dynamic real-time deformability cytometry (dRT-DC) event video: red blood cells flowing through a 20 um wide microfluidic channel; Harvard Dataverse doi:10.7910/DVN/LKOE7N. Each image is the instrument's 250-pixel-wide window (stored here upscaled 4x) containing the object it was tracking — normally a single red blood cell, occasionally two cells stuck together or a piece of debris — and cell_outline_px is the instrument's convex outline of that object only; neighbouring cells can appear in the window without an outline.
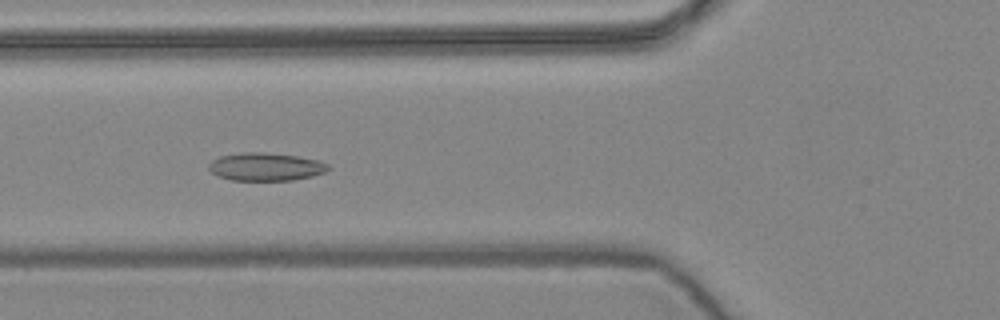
{"species": "common noctule bat (a hibernating species)", "species_latin": "Nyctalus noctula", "temperature_condition": "warm", "stored_images_in_passage": 56, "camera_frame_rate_fps": 3000, "um_per_image_px": 0.085, "animal": {"sex": "female", "body_mass_g": 24.6, "forearm_length_mm": 56.2}, "frame": {"image": 1, "passage_image": 20, "time_ms": 6.333, "image_size_px": [1000, 320], "cell_outline_px": [[328, 168], [324, 172], [312, 176], [292, 180], [232, 180], [220, 176], [212, 172], [208, 168], [208, 164], [212, 160], [220, 156], [240, 152], [264, 152], [296, 156], [320, 160], [328, 164]], "centroid_in_image_um": [22.57, 14.16], "position_along_channel_um": 103.2, "area_um2": 19.36}}
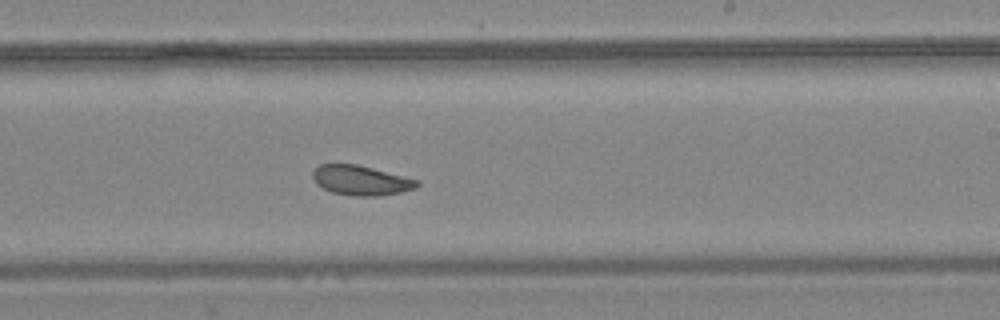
{"frame": {"image": 2, "passage_image": 33, "time_ms": 10.667, "image_size_px": [1000, 320], "cell_outline_px": [[420, 184], [416, 188], [400, 192], [380, 196], [356, 196], [332, 192], [316, 184], [312, 176], [312, 172], [320, 164], [356, 164], [420, 180]], "centroid_in_image_um": [30.69, 15.33], "position_along_channel_um": 258.3, "area_um2": 18.03}}
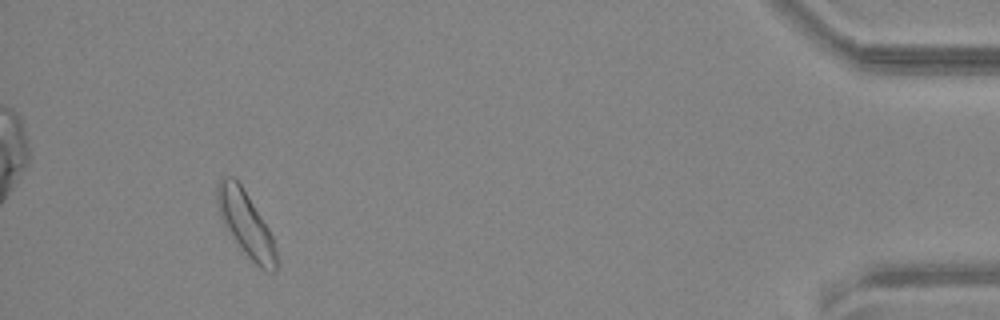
{"frame": {"image": 3, "passage_image": 52, "time_ms": 17.0, "image_size_px": [1000, 320], "cell_outline_px": [[276, 268], [272, 272], [260, 268], [240, 248], [224, 224], [220, 216], [216, 204], [216, 188], [220, 176], [232, 176], [240, 184], [248, 196], [268, 228], [272, 236], [276, 252]], "centroid_in_image_um": [20.85, 18.98], "position_along_channel_um": 414.4, "area_um2": 21.91}, "authors_computed_cell_mechanics": {"area_um2": 19.9699, "velocity_mm_per_s": 3.5742, "shape_relaxation_time_tau1_ms": 7.5665, "shape_relaxation_time_tau2_ms": 5.9439, "deformation_change_tau1": 0.0966, "deformation_change_tau2": 0.1036}}